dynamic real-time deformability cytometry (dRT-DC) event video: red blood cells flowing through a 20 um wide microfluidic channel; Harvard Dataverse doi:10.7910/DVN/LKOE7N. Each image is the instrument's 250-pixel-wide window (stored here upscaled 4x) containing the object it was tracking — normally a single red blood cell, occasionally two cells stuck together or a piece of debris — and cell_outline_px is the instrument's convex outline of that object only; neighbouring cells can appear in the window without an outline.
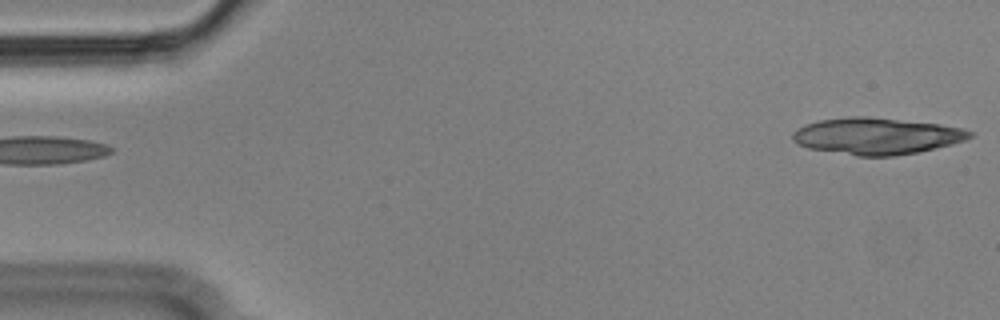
{"species": "Egyptian fruit bat (a non-hibernating species)", "species_latin": "Rousettus aegyptiacus", "temperature_condition": "cold", "stored_images_in_passage": 17, "camera_frame_rate_fps": 3000, "um_per_image_px": 0.085, "animal": {"sex": "male"}, "frame": {"image": 1, "passage_image": 1, "time_ms": 0.0, "image_size_px": [1000, 320], "cell_outline_px": [[972, 136], [964, 140], [952, 144], [936, 148], [896, 156], [856, 156], [808, 148], [796, 144], [792, 140], [792, 132], [808, 124], [820, 120], [848, 116], [864, 116], [940, 124], [960, 128], [972, 132]], "centroid_in_image_um": [74.48, 11.57], "position_along_channel_um": 10.5, "area_um2": 37.63}}